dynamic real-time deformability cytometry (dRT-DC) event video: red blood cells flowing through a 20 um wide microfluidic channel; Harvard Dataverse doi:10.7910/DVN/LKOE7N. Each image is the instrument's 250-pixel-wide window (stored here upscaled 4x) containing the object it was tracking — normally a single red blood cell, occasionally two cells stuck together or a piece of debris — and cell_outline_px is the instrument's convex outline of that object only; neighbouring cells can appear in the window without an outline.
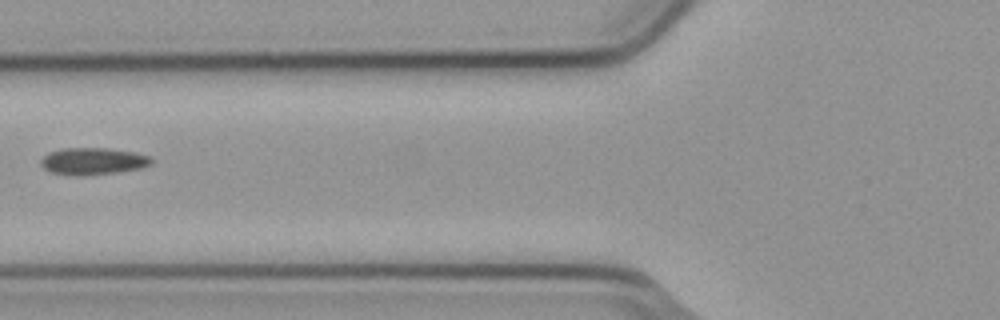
{"species": "common noctule bat (a hibernating species)", "species_latin": "Nyctalus noctula", "temperature_condition": "cold", "stored_images_in_passage": 4, "camera_frame_rate_fps": 3000, "um_per_image_px": 0.085, "animal": {"sex": "male", "body_mass_g": 23.1, "forearm_length_mm": 52.7}, "frame": {"image": 1, "passage_image": 3, "time_ms": 0.667, "image_size_px": [1000, 320], "cell_outline_px": [[152, 164], [140, 168], [116, 172], [52, 172], [44, 168], [40, 164], [40, 160], [48, 152], [60, 148], [108, 148], [136, 152], [148, 156], [152, 160]], "centroid_in_image_um": [7.93, 13.63], "position_along_channel_um": 117.9, "area_um2": 16.42}}
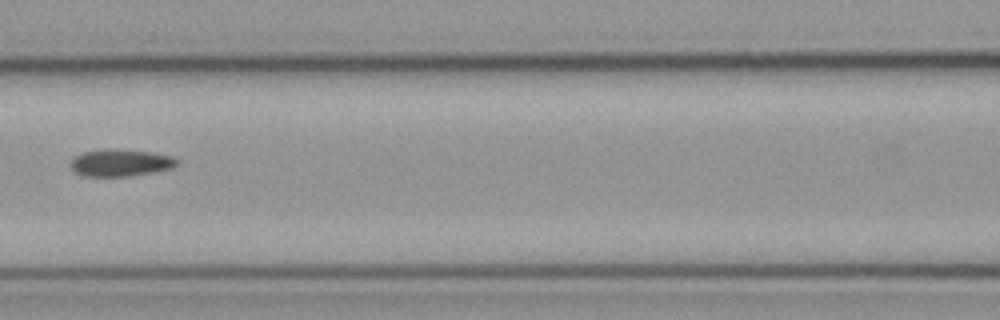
{"frame": {"image": 2, "passage_image": 4, "time_ms": 1.0, "image_size_px": [1000, 320], "cell_outline_px": [[180, 164], [172, 168], [152, 172], [128, 176], [84, 176], [76, 172], [72, 168], [72, 160], [80, 152], [104, 148], [112, 148], [152, 152], [172, 156], [180, 160]], "centroid_in_image_um": [10.28, 13.81], "position_along_channel_um": 156.3, "area_um2": 16.94}}